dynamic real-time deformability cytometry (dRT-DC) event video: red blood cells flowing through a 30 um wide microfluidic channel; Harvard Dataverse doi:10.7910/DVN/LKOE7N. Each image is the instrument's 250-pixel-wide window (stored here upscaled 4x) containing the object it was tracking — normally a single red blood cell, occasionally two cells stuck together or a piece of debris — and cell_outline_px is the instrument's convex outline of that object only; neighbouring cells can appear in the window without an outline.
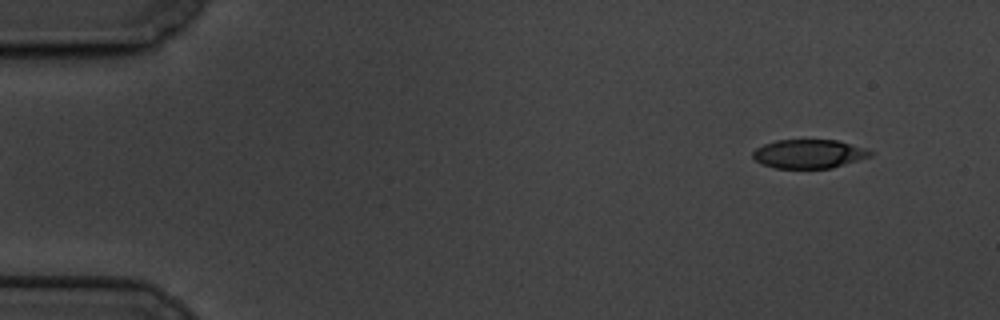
{"species": "common noctule bat (a hibernating species)", "species_latin": "Nyctalus noctula", "temperature_condition": "cold", "stored_images_in_passage": 55, "camera_frame_rate_fps": 3000, "um_per_image_px": 0.085, "animal": {"sex": "male", "body_mass_g": 19.5, "forearm_length_mm": 54.6}, "frame": {"image": 1, "passage_image": 1, "time_ms": 0.0, "image_size_px": [1000, 320], "cell_outline_px": [[872, 156], [832, 168], [776, 168], [764, 164], [756, 160], [752, 156], [752, 152], [756, 148], [764, 144], [776, 140], [836, 140], [864, 148], [872, 152]], "centroid_in_image_um": [68.75, 13.08], "position_along_channel_um": 16.3, "area_um2": 19.54}}
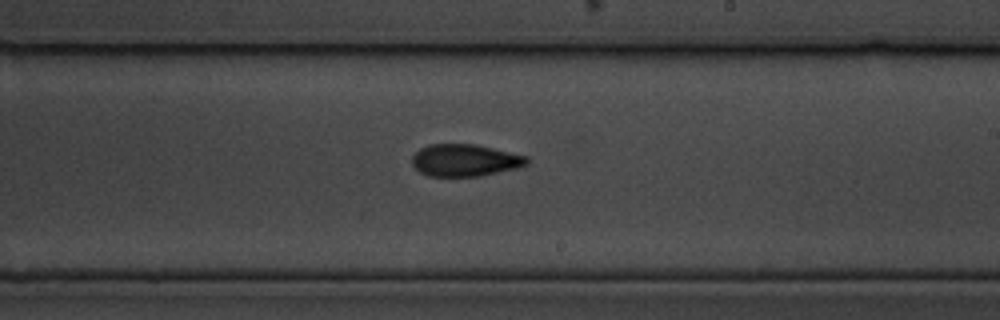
{"frame": {"image": 2, "passage_image": 31, "time_ms": 10.0, "image_size_px": [1000, 320], "cell_outline_px": [[528, 164], [516, 168], [480, 176], [428, 176], [420, 172], [412, 164], [412, 156], [420, 148], [428, 144], [476, 144], [528, 156]], "centroid_in_image_um": [39.51, 13.61], "position_along_channel_um": 249.5, "area_um2": 21.5}}
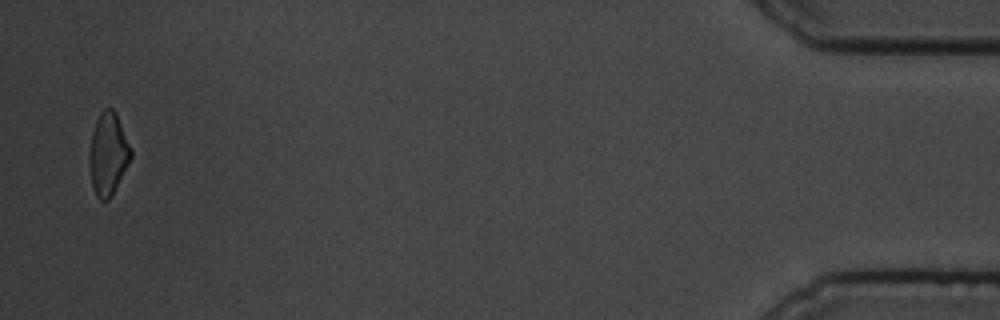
{"frame": {"image": 3, "passage_image": 54, "time_ms": 17.667, "image_size_px": [1000, 320], "cell_outline_px": [[132, 156], [108, 200], [100, 200], [96, 196], [92, 184], [88, 164], [88, 152], [92, 132], [96, 120], [100, 112], [104, 108], [112, 108], [116, 112], [132, 148]], "centroid_in_image_um": [9.17, 13.03], "position_along_channel_um": 426.0, "area_um2": 19.94}, "authors_computed_cell_mechanics": {"area_um2": 21.386, "velocity_mm_per_s": 3.3881, "shape_relaxation_time_tau1_ms": 4.9683, "shape_relaxation_time_tau2_ms": 3.8268, "deformation_change_tau1": 0.1514, "deformation_change_tau2": 0.0848}}